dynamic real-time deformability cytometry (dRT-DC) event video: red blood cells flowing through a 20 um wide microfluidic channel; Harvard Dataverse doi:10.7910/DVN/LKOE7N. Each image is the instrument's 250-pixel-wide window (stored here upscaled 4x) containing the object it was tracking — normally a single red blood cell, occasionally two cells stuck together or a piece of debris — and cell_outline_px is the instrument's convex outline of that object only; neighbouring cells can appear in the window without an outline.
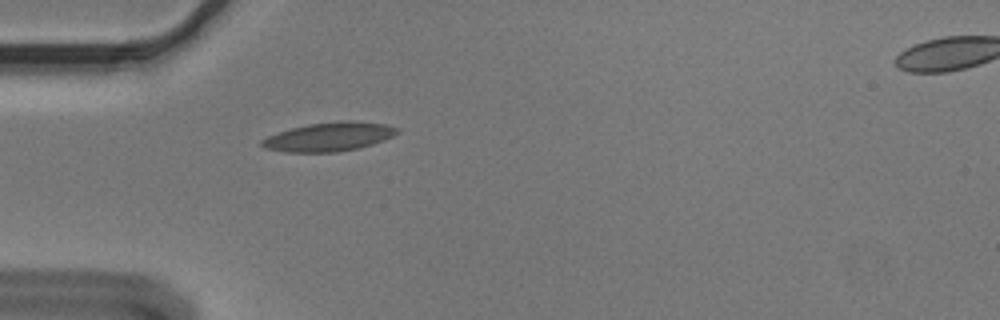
{"species": "Egyptian fruit bat (a non-hibernating species)", "species_latin": "Rousettus aegyptiacus", "temperature_condition": "cold", "stored_images_in_passage": 40, "segment_of_instrument_passage": [1, 2], "camera_frame_rate_fps": 3000, "um_per_image_px": 0.085, "animal": {"sex": "male"}, "frame": {"image": 1, "passage_image": 1, "time_ms": 0.0, "image_size_px": [1000, 320], "cell_outline_px": [[400, 132], [384, 140], [360, 148], [336, 152], [284, 152], [264, 148], [260, 144], [260, 140], [268, 136], [292, 128], [308, 124], [344, 120], [352, 120], [388, 124], [400, 128]], "centroid_in_image_um": [28.01, 11.62], "position_along_channel_um": 57.0, "area_um2": 22.95}}
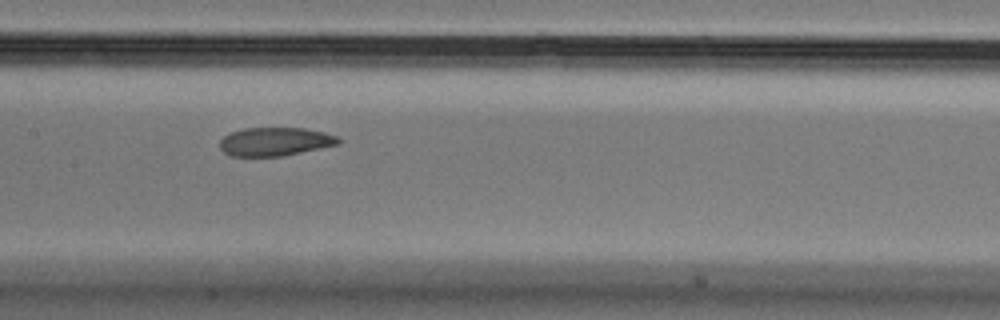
{"frame": {"image": 2, "passage_image": 12, "time_ms": 3.667, "image_size_px": [1000, 320], "cell_outline_px": [[340, 144], [284, 156], [232, 156], [224, 152], [220, 148], [220, 140], [224, 136], [232, 132], [244, 128], [304, 128], [324, 132], [336, 136], [340, 140]], "centroid_in_image_um": [23.39, 12.04], "position_along_channel_um": 184.0, "area_um2": 19.65}}
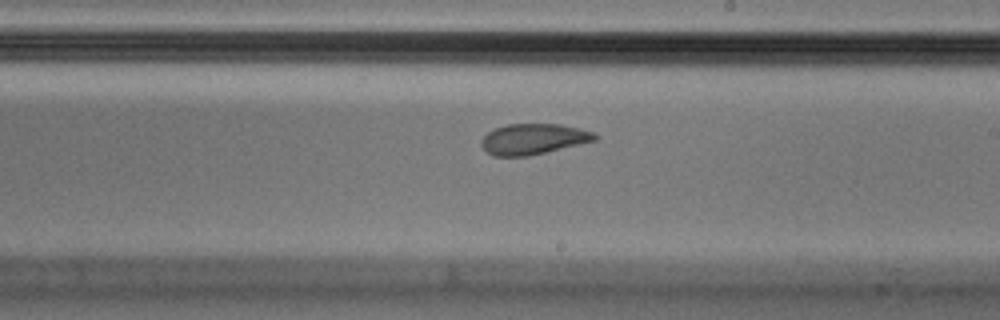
{"frame": {"image": 3, "passage_image": 17, "time_ms": 5.333, "image_size_px": [1000, 320], "cell_outline_px": [[596, 140], [580, 144], [528, 156], [492, 156], [480, 144], [480, 140], [492, 128], [508, 124], [560, 124], [580, 128], [592, 132], [596, 136]], "centroid_in_image_um": [45.29, 11.81], "position_along_channel_um": 243.7, "area_um2": 20.23}}